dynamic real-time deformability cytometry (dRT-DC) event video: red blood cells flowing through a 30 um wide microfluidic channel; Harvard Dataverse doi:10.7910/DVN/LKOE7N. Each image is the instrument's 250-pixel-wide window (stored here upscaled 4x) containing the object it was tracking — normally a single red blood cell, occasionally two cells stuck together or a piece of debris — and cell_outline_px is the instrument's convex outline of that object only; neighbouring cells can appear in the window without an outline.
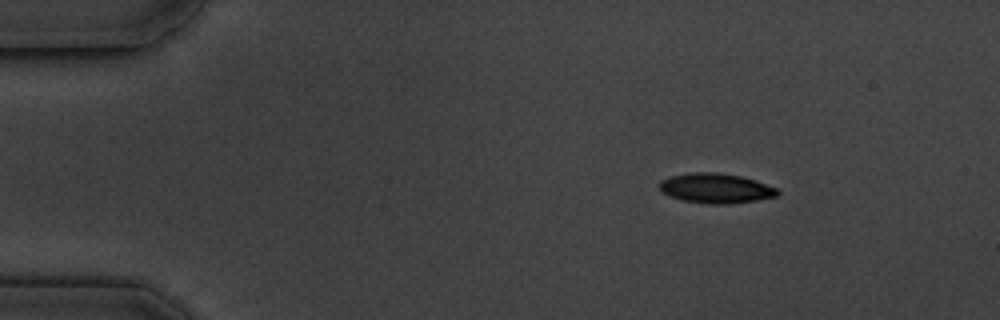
{"species": "common noctule bat (a hibernating species)", "species_latin": "Nyctalus noctula", "temperature_condition": "cold", "stored_images_in_passage": 5, "segment_of_instrument_passage": [1, 2], "camera_frame_rate_fps": 3000, "um_per_image_px": 0.085, "animal": {"sex": "male", "body_mass_g": 19.5, "forearm_length_mm": 54.6}, "frame": {"image": 1, "passage_image": 2, "time_ms": 1.333, "image_size_px": [1000, 320], "cell_outline_px": [[780, 192], [776, 196], [756, 200], [728, 204], [712, 204], [680, 200], [668, 196], [660, 192], [660, 180], [672, 176], [688, 172], [716, 172], [740, 176], [756, 180], [776, 188]], "centroid_in_image_um": [60.8, 16.0], "position_along_channel_um": 24.2, "area_um2": 20.58}}
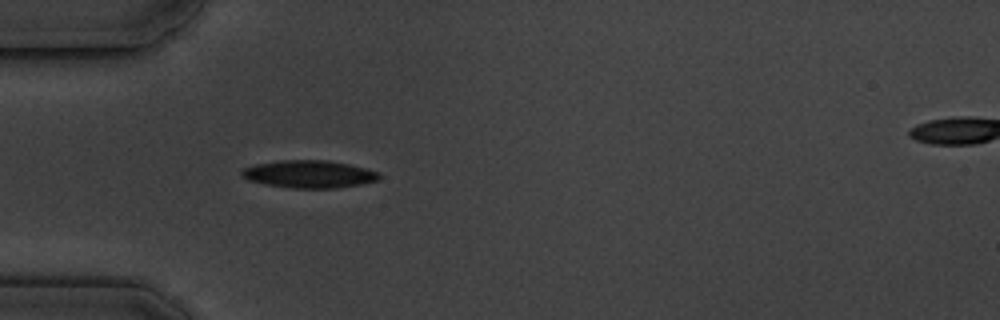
{"frame": {"image": 2, "passage_image": 4, "time_ms": 4.333, "image_size_px": [1000, 320], "cell_outline_px": [[380, 176], [376, 180], [360, 184], [336, 188], [296, 188], [264, 184], [248, 180], [240, 172], [244, 168], [256, 164], [280, 160], [328, 160], [348, 164], [380, 172]], "centroid_in_image_um": [26.27, 14.79], "position_along_channel_um": 58.7, "area_um2": 21.85}}